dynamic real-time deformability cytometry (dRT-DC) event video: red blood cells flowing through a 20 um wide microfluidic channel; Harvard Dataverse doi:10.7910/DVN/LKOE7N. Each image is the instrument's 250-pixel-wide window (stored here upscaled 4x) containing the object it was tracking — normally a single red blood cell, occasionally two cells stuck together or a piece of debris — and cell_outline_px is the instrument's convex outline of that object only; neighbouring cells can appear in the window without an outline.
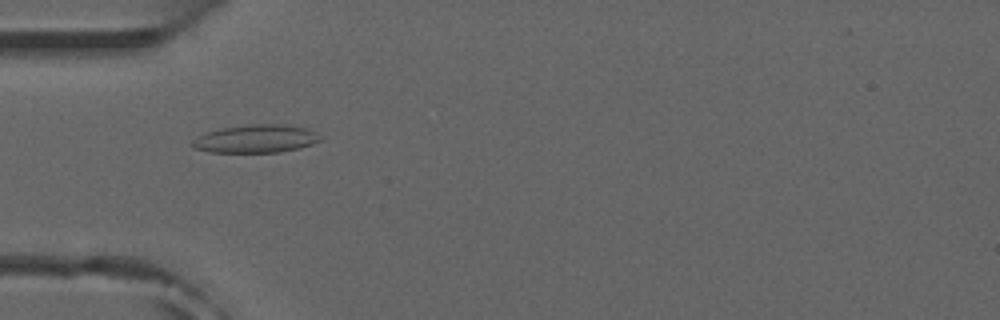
{"species": "common noctule bat (a hibernating species)", "species_latin": "Nyctalus noctula", "temperature_condition": "room temperature", "stored_images_in_passage": 52, "camera_frame_rate_fps": 3000, "um_per_image_px": 0.085, "animal": {"sex": "male", "forearm_length_mm": 52.5}, "frame": {"image": 1, "passage_image": 16, "time_ms": 5.0, "image_size_px": [1000, 320], "cell_outline_px": [[324, 136], [320, 140], [312, 144], [300, 148], [280, 152], [212, 152], [192, 148], [192, 140], [204, 132], [224, 128], [252, 124], [280, 124], [308, 128]], "centroid_in_image_um": [21.78, 11.79], "position_along_channel_um": 63.2, "area_um2": 20.98}}
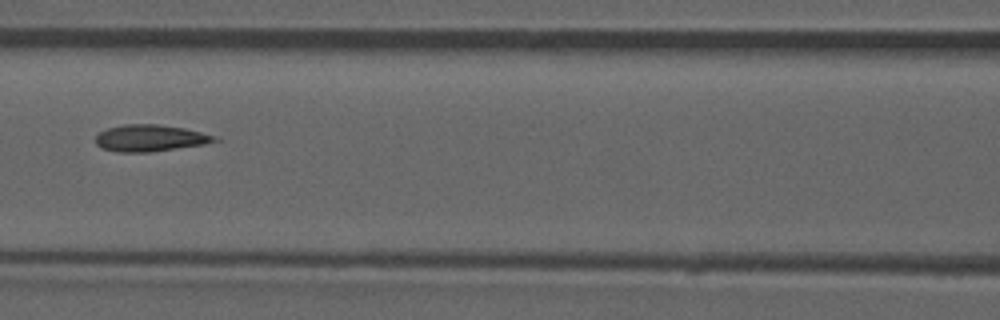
{"frame": {"image": 2, "passage_image": 23, "time_ms": 7.333, "image_size_px": [1000, 320], "cell_outline_px": [[220, 140], [204, 144], [148, 152], [120, 152], [104, 148], [96, 144], [96, 136], [100, 132], [108, 128], [124, 124], [156, 124], [184, 128], [220, 136]], "centroid_in_image_um": [12.81, 11.73], "position_along_channel_um": 153.8, "area_um2": 18.38}, "authors_computed_cell_mechanics": {"area_um2": 18.785, "velocity_mm_per_s": 3.9298, "shape_relaxation_time_tau1_ms": null, "shape_relaxation_time_tau2_ms": 2.1794, "deformation_change_tau1": null, "deformation_change_tau2": 0.1006}}